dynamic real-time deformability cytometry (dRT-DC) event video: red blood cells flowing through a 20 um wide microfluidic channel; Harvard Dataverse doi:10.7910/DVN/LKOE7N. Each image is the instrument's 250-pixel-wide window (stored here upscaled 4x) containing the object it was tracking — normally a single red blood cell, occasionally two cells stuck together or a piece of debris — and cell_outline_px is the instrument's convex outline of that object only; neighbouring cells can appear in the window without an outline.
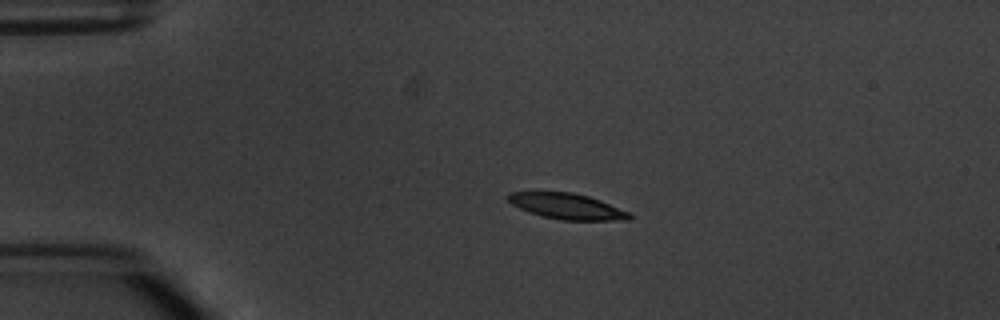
{"species": "common noctule bat (a hibernating species)", "species_latin": "Nyctalus noctula", "temperature_condition": "warm", "stored_images_in_passage": 4, "camera_frame_rate_fps": 3000, "um_per_image_px": 0.085, "animal": {"sex": "male", "body_mass_g": 20.1, "forearm_length_mm": 53.5}, "frame": {"image": 1, "passage_image": 3, "time_ms": 2.333, "image_size_px": [1000, 320], "cell_outline_px": [[632, 216], [628, 220], [560, 220], [528, 212], [512, 204], [508, 200], [508, 192], [572, 192], [588, 196], [600, 200], [628, 212]], "centroid_in_image_um": [48.18, 17.53], "position_along_channel_um": 36.8, "area_um2": 17.98}}